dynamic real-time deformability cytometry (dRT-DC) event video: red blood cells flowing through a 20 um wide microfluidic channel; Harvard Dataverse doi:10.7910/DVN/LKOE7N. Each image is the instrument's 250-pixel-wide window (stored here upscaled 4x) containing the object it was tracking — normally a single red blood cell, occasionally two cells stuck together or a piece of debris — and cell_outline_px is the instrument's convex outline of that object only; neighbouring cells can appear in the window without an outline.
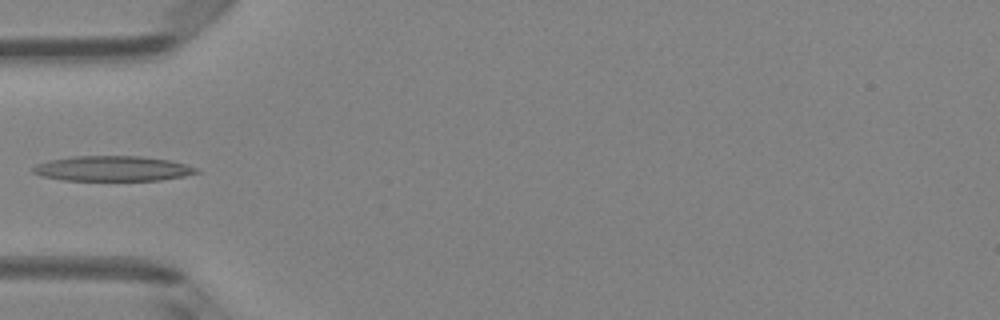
{"species": "Egyptian fruit bat (a non-hibernating species)", "species_latin": "Rousettus aegyptiacus", "temperature_condition": "room temperature", "stored_images_in_passage": 4, "camera_frame_rate_fps": 3000, "um_per_image_px": 0.085, "animal": {"sex": "female"}, "frame": {"image": 1, "passage_image": 4, "time_ms": 3.333, "image_size_px": [1000, 320], "cell_outline_px": [[200, 172], [184, 176], [160, 180], [60, 180], [40, 176], [32, 172], [32, 168], [36, 164], [48, 160], [72, 156], [140, 156], [172, 160], [196, 168]], "centroid_in_image_um": [9.53, 14.32], "position_along_channel_um": 75.5, "area_um2": 24.04}}